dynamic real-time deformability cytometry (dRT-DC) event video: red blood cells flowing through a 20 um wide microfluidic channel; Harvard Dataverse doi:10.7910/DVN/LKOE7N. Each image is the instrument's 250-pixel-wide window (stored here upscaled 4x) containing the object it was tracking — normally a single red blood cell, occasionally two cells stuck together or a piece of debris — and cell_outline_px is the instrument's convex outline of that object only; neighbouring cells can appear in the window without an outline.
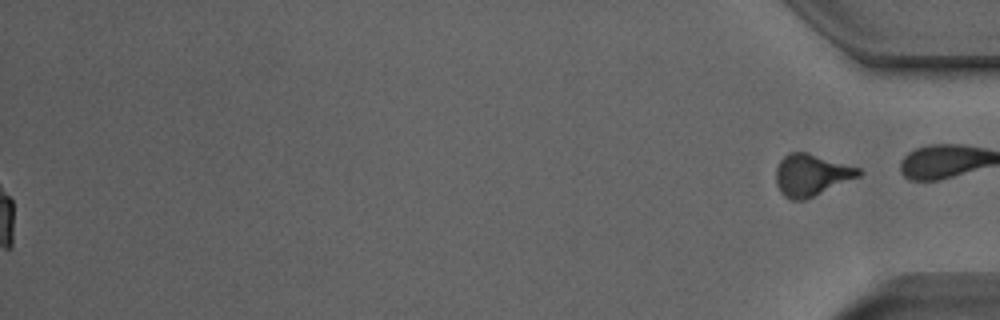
{"species": "Egyptian fruit bat (a non-hibernating species)", "species_latin": "Rousettus aegyptiacus", "temperature_condition": "room temperature", "stored_images_in_passage": 39, "segment_of_instrument_passage": [2, 2], "camera_frame_rate_fps": 3000, "um_per_image_px": 0.085, "animal": {"sex": "male"}, "frame": {"image": 1, "passage_image": 39, "time_ms": 12.667, "image_size_px": [1000, 320], "cell_outline_px": [[864, 172], [860, 176], [804, 200], [792, 200], [784, 196], [780, 192], [776, 184], [776, 168], [780, 160], [788, 152], [808, 152], [860, 168]], "centroid_in_image_um": [68.96, 14.86], "position_along_channel_um": 366.2, "area_um2": 20.17}}